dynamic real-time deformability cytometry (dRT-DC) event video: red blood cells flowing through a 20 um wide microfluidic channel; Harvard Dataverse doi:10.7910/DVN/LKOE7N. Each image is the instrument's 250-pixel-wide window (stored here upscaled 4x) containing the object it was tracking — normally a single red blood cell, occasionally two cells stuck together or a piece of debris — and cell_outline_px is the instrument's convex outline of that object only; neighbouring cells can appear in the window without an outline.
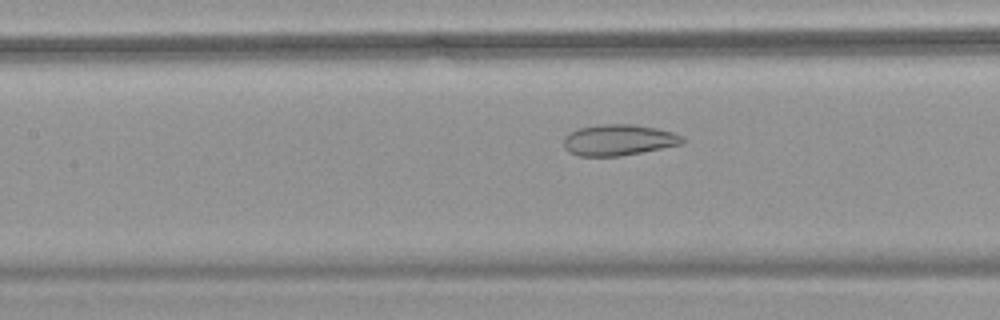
{"species": "common noctule bat (a hibernating species)", "species_latin": "Nyctalus noctula", "temperature_condition": "warm", "stored_images_in_passage": 41, "camera_frame_rate_fps": 3000, "um_per_image_px": 0.085, "animal": {"sex": "female", "body_mass_g": 18.4}, "frame": {"image": 1, "passage_image": 15, "time_ms": 4.667, "image_size_px": [1000, 320], "cell_outline_px": [[684, 144], [620, 156], [580, 156], [568, 152], [564, 148], [564, 136], [568, 132], [576, 128], [604, 124], [632, 124], [656, 128], [672, 132], [680, 136], [684, 140]], "centroid_in_image_um": [52.54, 11.9], "position_along_channel_um": 154.9, "area_um2": 21.56}}
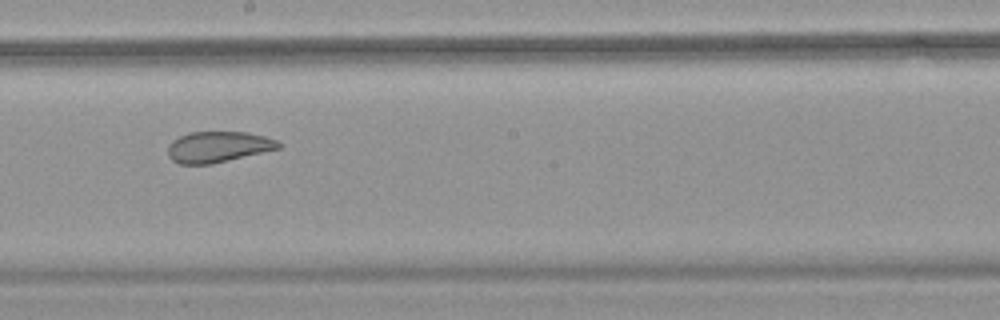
{"frame": {"image": 2, "passage_image": 21, "time_ms": 6.667, "image_size_px": [1000, 320], "cell_outline_px": [[280, 148], [212, 164], [180, 164], [172, 160], [168, 156], [168, 144], [172, 140], [180, 136], [192, 132], [248, 132], [264, 136], [276, 140], [280, 144]], "centroid_in_image_um": [18.51, 12.48], "position_along_channel_um": 229.7, "area_um2": 19.83}}
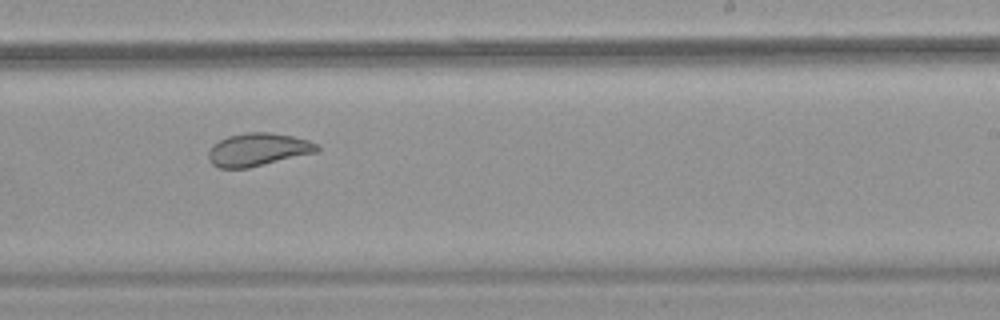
{"frame": {"image": 3, "passage_image": 24, "time_ms": 7.667, "image_size_px": [1000, 320], "cell_outline_px": [[320, 148], [316, 152], [248, 168], [220, 168], [212, 164], [208, 160], [208, 152], [212, 144], [228, 136], [248, 132], [272, 132], [292, 136], [308, 140], [320, 144]], "centroid_in_image_um": [21.92, 12.71], "position_along_channel_um": 267.1, "area_um2": 20.87}, "authors_computed_cell_mechanics": {"area_um2": 22.7732, "velocity_mm_per_s": 3.7636, "shape_relaxation_time_tau1_ms": null, "shape_relaxation_time_tau2_ms": 1.6456, "deformation_change_tau1": null, "deformation_change_tau2": 0.0764}}